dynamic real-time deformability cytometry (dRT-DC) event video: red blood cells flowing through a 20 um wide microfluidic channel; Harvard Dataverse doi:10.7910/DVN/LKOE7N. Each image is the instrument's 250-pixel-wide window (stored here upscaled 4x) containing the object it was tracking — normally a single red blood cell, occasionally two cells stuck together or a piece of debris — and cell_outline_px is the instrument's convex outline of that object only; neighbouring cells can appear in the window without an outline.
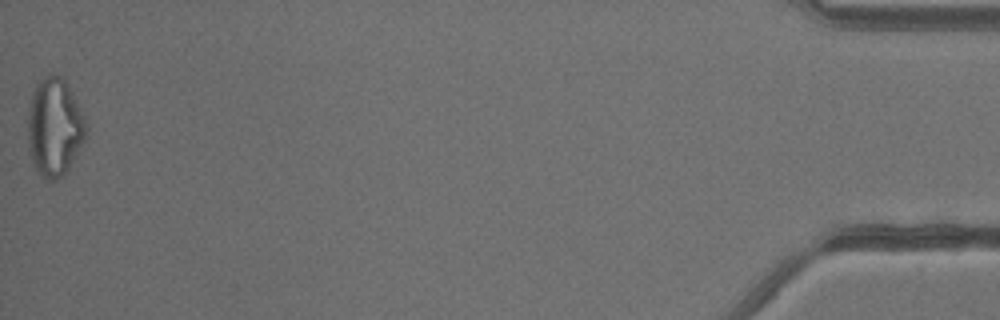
{"species": "common noctule bat (a hibernating species)", "species_latin": "Nyctalus noctula", "temperature_condition": "warm", "stored_images_in_passage": 40, "camera_frame_rate_fps": 3000, "um_per_image_px": 0.085, "animal": {"sex": "male", "body_mass_g": 13.3}, "frame": {"image": 1, "passage_image": 40, "time_ms": 13.0, "image_size_px": [1000, 320], "cell_outline_px": [[88, 136], [68, 172], [56, 180], [48, 180], [40, 176], [36, 172], [28, 152], [28, 108], [32, 92], [36, 84], [48, 72], [52, 72], [60, 76], [68, 84], [84, 116], [88, 128]], "centroid_in_image_um": [4.64, 10.83], "position_along_channel_um": 430.6, "area_um2": 34.33}}